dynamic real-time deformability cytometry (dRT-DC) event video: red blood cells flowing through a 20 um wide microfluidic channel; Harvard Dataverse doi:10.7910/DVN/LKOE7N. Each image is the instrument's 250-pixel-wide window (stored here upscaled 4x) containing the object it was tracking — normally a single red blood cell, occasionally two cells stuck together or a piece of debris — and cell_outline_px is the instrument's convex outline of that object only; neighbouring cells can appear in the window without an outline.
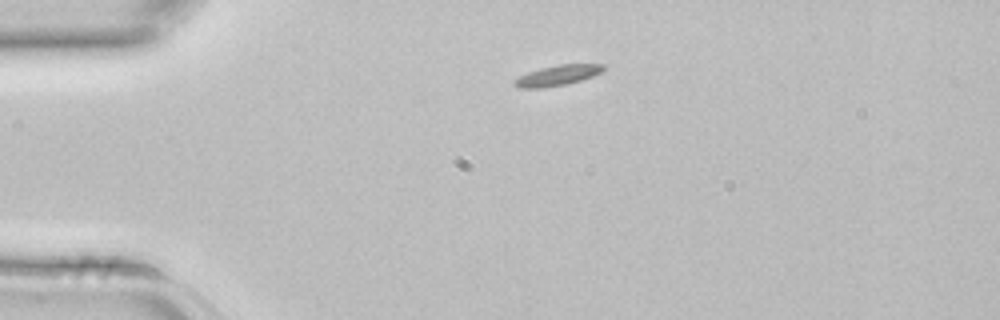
{"species": "common noctule bat (a hibernating species)", "species_latin": "Nyctalus noctula", "temperature_condition": "room temperature", "stored_images_in_passage": 2, "camera_frame_rate_fps": 3000, "um_per_image_px": 0.085, "animal": {"sex": "female", "body_mass_g": 22.7, "forearm_length_mm": 54.2}, "frame": {"image": 1, "passage_image": 1, "time_ms": 0.0, "image_size_px": [1000, 320], "cell_outline_px": [[604, 68], [600, 72], [592, 76], [580, 80], [564, 84], [544, 88], [520, 88], [512, 84], [512, 80], [528, 72], [540, 68], [560, 64], [604, 64]], "centroid_in_image_um": [47.32, 6.41], "position_along_channel_um": 37.7, "area_um2": 10.46}}